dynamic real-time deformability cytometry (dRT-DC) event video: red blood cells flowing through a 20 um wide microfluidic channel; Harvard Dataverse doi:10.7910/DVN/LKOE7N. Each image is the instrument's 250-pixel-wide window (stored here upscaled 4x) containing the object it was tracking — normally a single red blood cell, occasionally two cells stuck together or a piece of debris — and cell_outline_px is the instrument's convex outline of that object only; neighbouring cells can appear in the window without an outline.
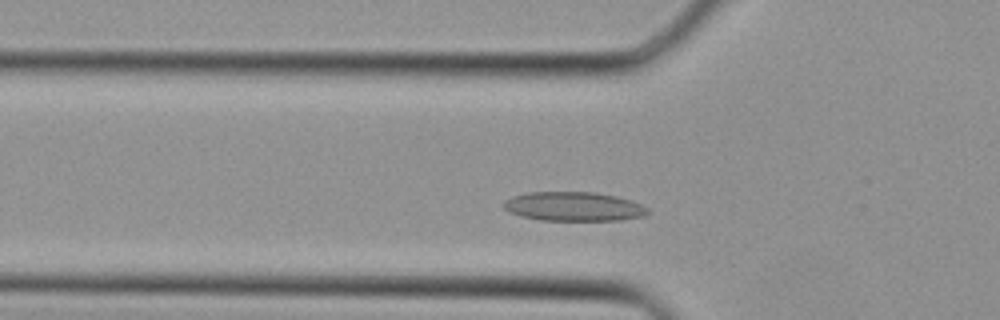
{"species": "Egyptian fruit bat (a non-hibernating species)", "species_latin": "Rousettus aegyptiacus", "temperature_condition": "cold", "stored_images_in_passage": 35, "camera_frame_rate_fps": 3000, "um_per_image_px": 0.085, "animal": {"sex": "female"}, "frame": {"image": 1, "passage_image": 8, "time_ms": 2.333, "image_size_px": [1000, 320], "cell_outline_px": [[648, 212], [644, 216], [620, 220], [540, 220], [520, 216], [508, 212], [504, 208], [504, 200], [512, 196], [528, 192], [596, 192], [616, 196], [640, 204], [648, 208]], "centroid_in_image_um": [48.72, 17.55], "position_along_channel_um": 77.1, "area_um2": 24.45}}
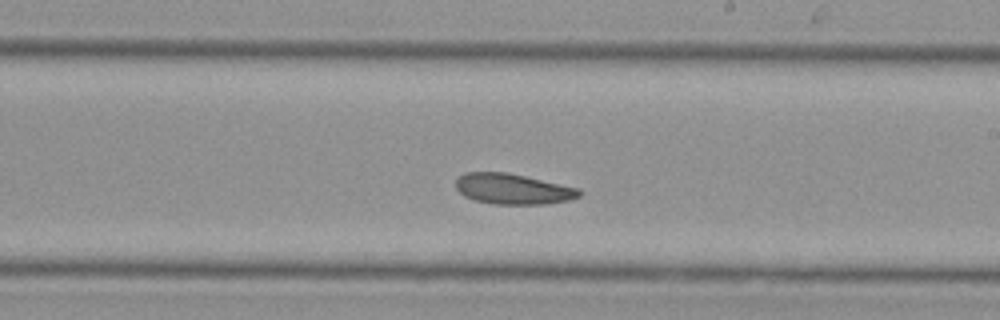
{"frame": {"image": 2, "passage_image": 18, "time_ms": 5.667, "image_size_px": [1000, 320], "cell_outline_px": [[584, 192], [580, 196], [568, 200], [544, 204], [492, 204], [476, 200], [464, 196], [456, 188], [456, 180], [464, 172], [508, 172], [580, 188]], "centroid_in_image_um": [43.62, 16.05], "position_along_channel_um": 245.4, "area_um2": 22.08}}
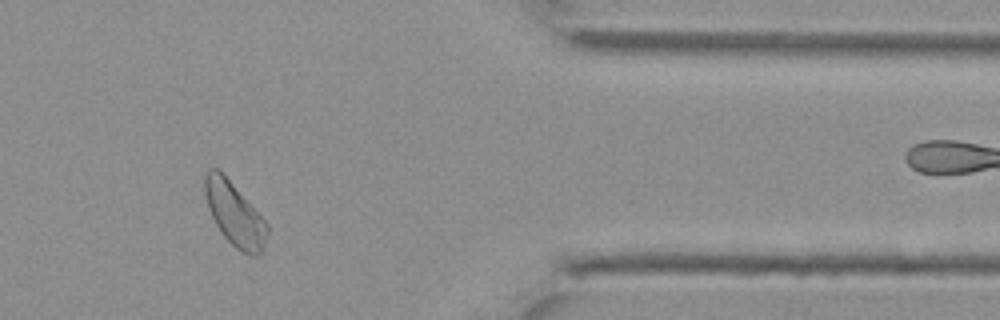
{"frame": {"image": 3, "passage_image": 28, "time_ms": 9.0, "image_size_px": [1000, 320], "cell_outline_px": [[268, 232], [264, 244], [260, 252], [256, 256], [248, 256], [236, 248], [224, 236], [216, 224], [208, 208], [204, 192], [204, 176], [208, 168], [220, 168], [268, 224]], "centroid_in_image_um": [19.92, 18.15], "position_along_channel_um": 391.5, "area_um2": 23.06}}